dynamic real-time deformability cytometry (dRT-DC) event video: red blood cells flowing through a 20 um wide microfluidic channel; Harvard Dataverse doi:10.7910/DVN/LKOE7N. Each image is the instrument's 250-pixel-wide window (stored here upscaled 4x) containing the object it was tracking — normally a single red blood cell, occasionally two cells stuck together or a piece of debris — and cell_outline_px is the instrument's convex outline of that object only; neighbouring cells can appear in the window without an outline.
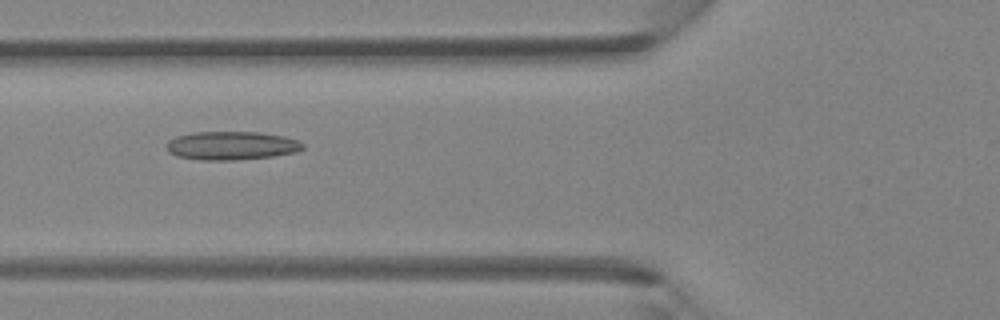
{"species": "Egyptian fruit bat (a non-hibernating species)", "species_latin": "Rousettus aegyptiacus", "temperature_condition": "room temperature", "stored_images_in_passage": 5, "camera_frame_rate_fps": 3000, "um_per_image_px": 0.085, "animal": {"sex": "female"}, "frame": {"image": 1, "passage_image": 5, "time_ms": 1.333, "image_size_px": [1000, 320], "cell_outline_px": [[304, 148], [296, 152], [272, 156], [236, 160], [200, 160], [176, 156], [168, 152], [164, 144], [168, 140], [176, 136], [192, 132], [260, 132], [284, 136], [296, 140], [304, 144]], "centroid_in_image_um": [19.62, 12.37], "position_along_channel_um": 106.2, "area_um2": 22.83}}